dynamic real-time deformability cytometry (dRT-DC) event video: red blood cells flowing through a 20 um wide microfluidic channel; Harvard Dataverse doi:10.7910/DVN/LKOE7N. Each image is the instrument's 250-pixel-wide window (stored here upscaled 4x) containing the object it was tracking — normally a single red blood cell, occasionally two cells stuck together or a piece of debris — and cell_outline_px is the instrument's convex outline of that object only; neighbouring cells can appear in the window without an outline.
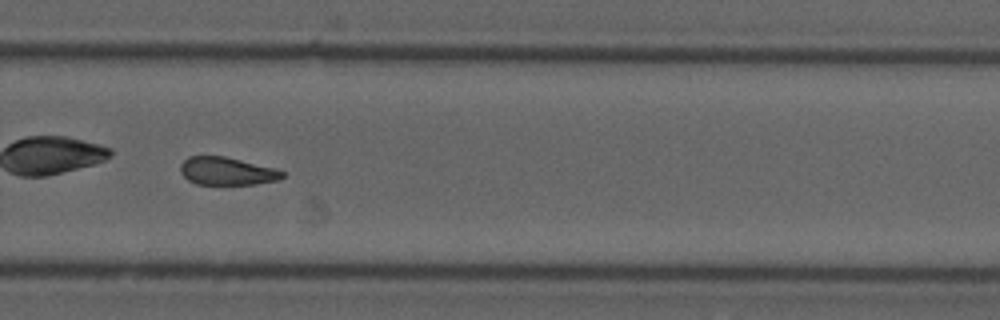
{"species": "common noctule bat (a hibernating species)", "species_latin": "Nyctalus noctula", "temperature_condition": "cold", "stored_images_in_passage": 42, "camera_frame_rate_fps": 3000, "um_per_image_px": 0.085, "animal": {"sex": "male", "forearm_length_mm": 52.5}, "frame": {"image": 1, "passage_image": 30, "time_ms": 9.667, "image_size_px": [1000, 320], "cell_outline_px": [[284, 176], [280, 180], [256, 184], [196, 184], [188, 180], [180, 172], [180, 164], [188, 156], [224, 156], [272, 168], [284, 172]], "centroid_in_image_um": [19.25, 14.55], "position_along_channel_um": 310.5, "area_um2": 16.42}, "authors_computed_cell_mechanics": {"area_um2": 17.8602, "velocity_mm_per_s": 3.7439, "shape_relaxation_time_tau1_ms": null, "shape_relaxation_time_tau2_ms": 4.151, "deformation_change_tau1": null, "deformation_change_tau2": 0.1218}}